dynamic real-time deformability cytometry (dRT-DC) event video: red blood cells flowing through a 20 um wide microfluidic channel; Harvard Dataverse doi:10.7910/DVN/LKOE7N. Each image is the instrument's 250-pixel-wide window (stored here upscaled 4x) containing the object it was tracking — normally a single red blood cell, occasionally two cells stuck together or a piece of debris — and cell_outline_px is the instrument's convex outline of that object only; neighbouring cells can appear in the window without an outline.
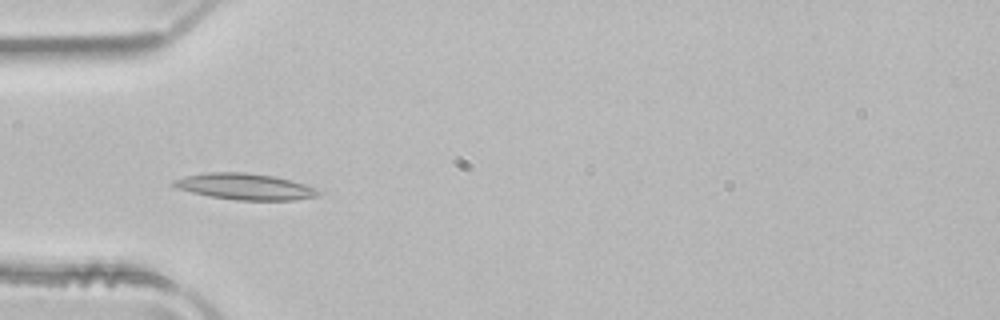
{"species": "common noctule bat (a hibernating species)", "species_latin": "Nyctalus noctula", "temperature_condition": "room temperature", "stored_images_in_passage": 29, "camera_frame_rate_fps": 3000, "um_per_image_px": 0.085, "animal": {"sex": "male", "body_mass_g": 21.5, "forearm_length_mm": 52.0}, "frame": {"image": 1, "passage_image": 4, "time_ms": 1.0, "image_size_px": [1000, 320], "cell_outline_px": [[320, 196], [296, 200], [236, 200], [208, 196], [192, 192], [180, 188], [172, 184], [172, 180], [184, 176], [208, 172], [244, 172], [272, 176], [304, 184], [316, 188], [320, 192]], "centroid_in_image_um": [20.83, 15.86], "position_along_channel_um": 64.2, "area_um2": 21.96}}
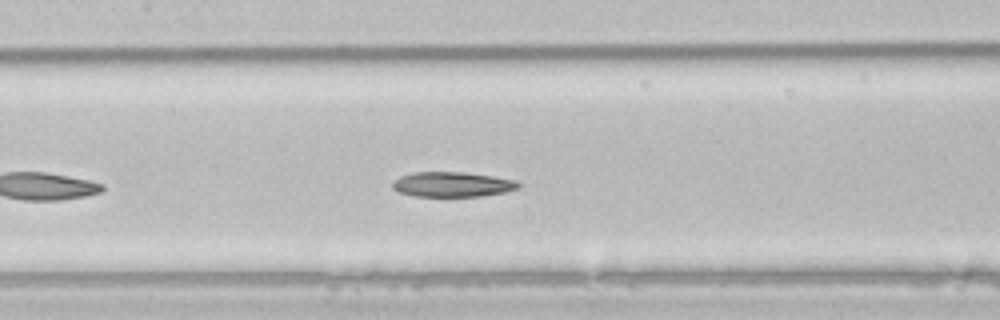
{"frame": {"image": 2, "passage_image": 12, "time_ms": 3.667, "image_size_px": [1000, 320], "cell_outline_px": [[520, 188], [504, 192], [480, 196], [412, 196], [396, 192], [392, 188], [392, 180], [400, 176], [412, 172], [464, 172], [492, 176], [516, 180], [520, 184]], "centroid_in_image_um": [38.39, 15.67], "position_along_channel_um": 169.0, "area_um2": 18.5}}
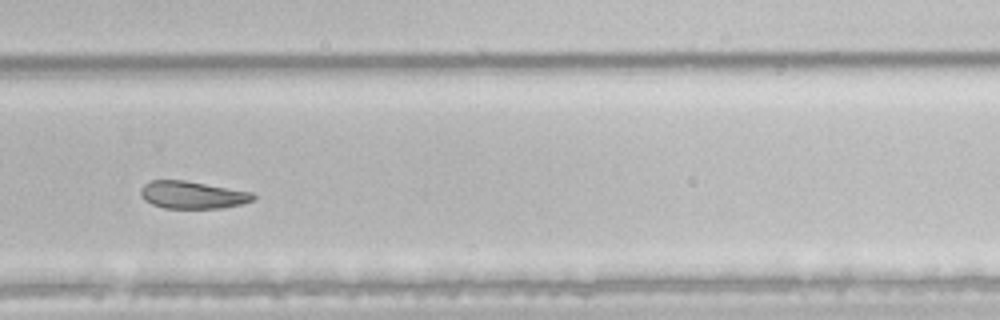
{"frame": {"image": 3, "passage_image": 23, "time_ms": 7.333, "image_size_px": [1000, 320], "cell_outline_px": [[256, 196], [252, 200], [244, 204], [220, 208], [164, 208], [152, 204], [144, 200], [140, 196], [140, 188], [144, 184], [152, 180], [184, 180], [252, 192]], "centroid_in_image_um": [16.33, 16.57], "position_along_channel_um": 313.5, "area_um2": 18.03}, "authors_computed_cell_mechanics": {"area_um2": 18.8428, "velocity_mm_per_s": 3.9612, "shape_relaxation_time_tau1_ms": 5.3612, "shape_relaxation_time_tau2_ms": 8.151, "deformation_change_tau1": 0.1294, "deformation_change_tau2": 0.1425}}